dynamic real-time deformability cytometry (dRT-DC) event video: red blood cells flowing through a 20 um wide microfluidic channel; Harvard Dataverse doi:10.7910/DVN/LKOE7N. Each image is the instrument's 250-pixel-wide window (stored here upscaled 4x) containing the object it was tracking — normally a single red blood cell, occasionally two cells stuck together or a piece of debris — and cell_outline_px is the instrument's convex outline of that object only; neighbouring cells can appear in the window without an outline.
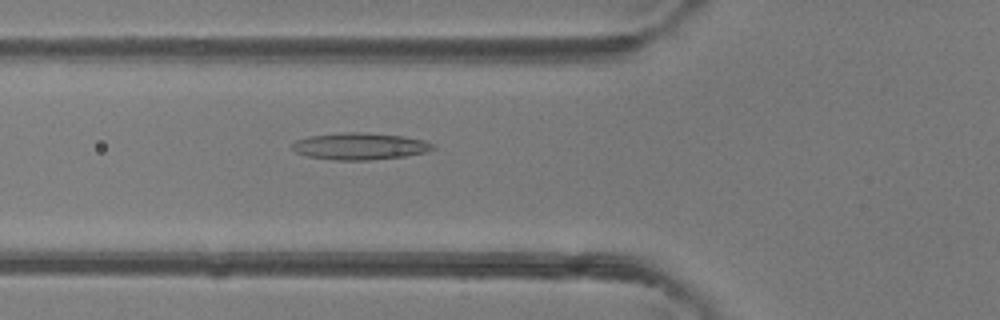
{"species": "common noctule bat (a hibernating species)", "species_latin": "Nyctalus noctula", "temperature_condition": "room temperature", "stored_images_in_passage": 35, "camera_frame_rate_fps": 3000, "um_per_image_px": 0.085, "animal": {"sex": "female"}, "frame": {"image": 1, "passage_image": 6, "time_ms": 1.667, "image_size_px": [1000, 320], "cell_outline_px": [[436, 148], [428, 152], [404, 156], [372, 160], [336, 160], [308, 156], [296, 152], [292, 148], [292, 144], [296, 140], [308, 136], [340, 132], [368, 132], [404, 136], [424, 140], [436, 144]], "centroid_in_image_um": [30.64, 12.42], "position_along_channel_um": 95.2, "area_um2": 22.31}}
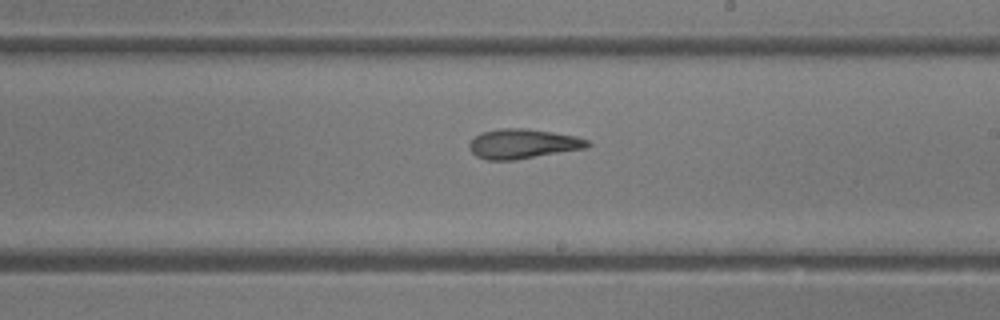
{"frame": {"image": 2, "passage_image": 16, "time_ms": 5.0, "image_size_px": [1000, 320], "cell_outline_px": [[592, 144], [588, 148], [516, 160], [484, 160], [476, 156], [468, 148], [468, 144], [480, 132], [500, 128], [524, 128], [552, 132], [576, 136], [588, 140]], "centroid_in_image_um": [44.45, 12.23], "position_along_channel_um": 244.6, "area_um2": 20.69}}
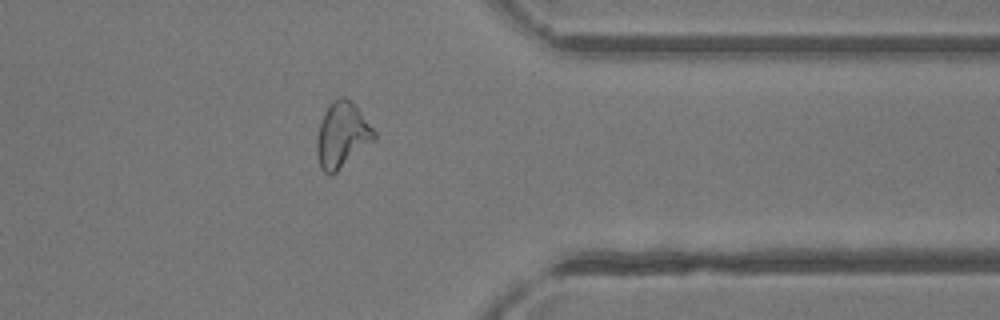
{"frame": {"image": 3, "passage_image": 26, "time_ms": 8.333, "image_size_px": [1000, 320], "cell_outline_px": [[376, 140], [332, 176], [328, 176], [320, 168], [316, 152], [316, 140], [320, 124], [324, 112], [328, 104], [332, 100], [340, 96], [344, 96], [356, 104], [376, 132]], "centroid_in_image_um": [29.08, 11.49], "position_along_channel_um": 382.3, "area_um2": 22.43}, "authors_computed_cell_mechanics": {"area_um2": 21.5594, "velocity_mm_per_s": 4.4584, "shape_relaxation_time_tau1_ms": null, "shape_relaxation_time_tau2_ms": 3.6415, "deformation_change_tau1": null, "deformation_change_tau2": 0.1491}}